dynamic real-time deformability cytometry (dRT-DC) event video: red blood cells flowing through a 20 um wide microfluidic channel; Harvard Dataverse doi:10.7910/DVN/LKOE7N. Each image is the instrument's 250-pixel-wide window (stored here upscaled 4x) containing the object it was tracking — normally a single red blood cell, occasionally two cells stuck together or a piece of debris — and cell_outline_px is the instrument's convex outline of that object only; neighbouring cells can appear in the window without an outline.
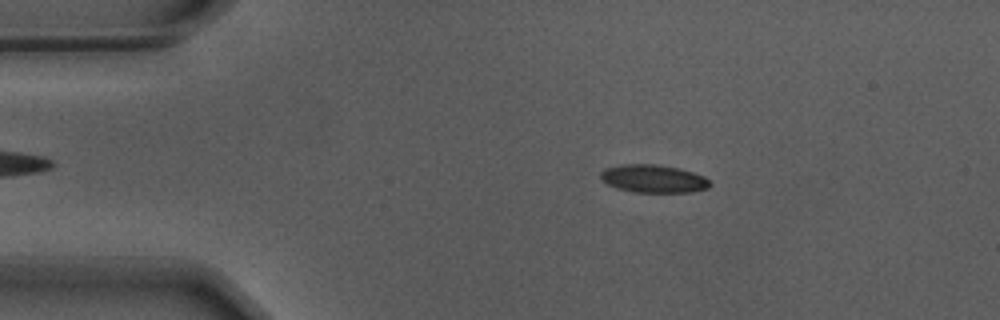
{"species": "Egyptian fruit bat (a non-hibernating species)", "species_latin": "Rousettus aegyptiacus", "temperature_condition": "warm", "stored_images_in_passage": 55, "camera_frame_rate_fps": 3000, "um_per_image_px": 0.085, "animal": {"sex": "male"}, "frame": {"image": 1, "passage_image": 10, "time_ms": 3.0, "image_size_px": [1000, 320], "cell_outline_px": [[712, 184], [708, 188], [692, 192], [632, 192], [616, 188], [608, 184], [600, 176], [600, 172], [604, 168], [624, 164], [656, 164], [680, 168], [704, 176]], "centroid_in_image_um": [55.55, 15.19], "position_along_channel_um": 29.5, "area_um2": 17.86}}
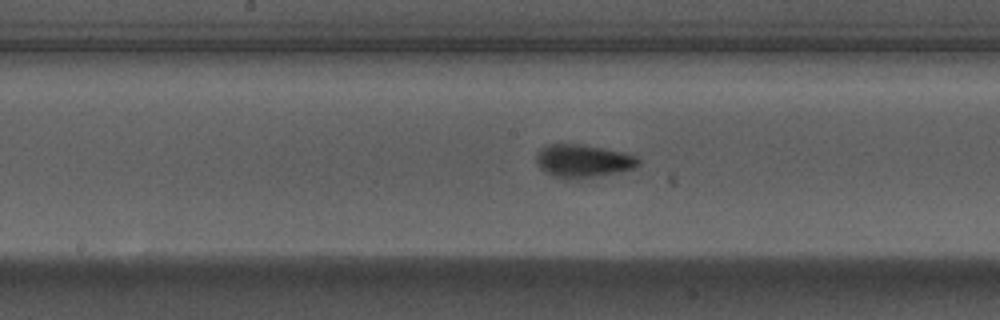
{"frame": {"image": 2, "passage_image": 28, "time_ms": 9.0, "image_size_px": [1000, 320], "cell_outline_px": [[640, 164], [636, 168], [620, 172], [576, 180], [568, 180], [556, 176], [540, 168], [536, 160], [536, 152], [540, 148], [548, 144], [584, 144], [624, 152], [636, 156], [640, 160]], "centroid_in_image_um": [49.59, 13.68], "position_along_channel_um": 198.6, "area_um2": 19.94}}
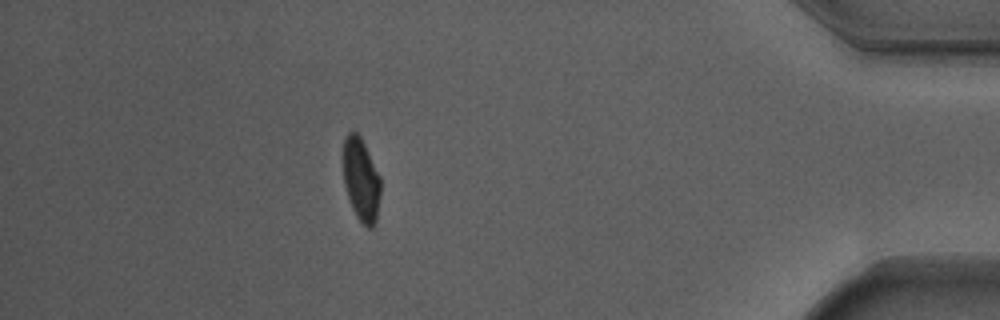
{"frame": {"image": 3, "passage_image": 49, "time_ms": 16.0, "image_size_px": [1000, 320], "cell_outline_px": [[380, 196], [376, 220], [372, 228], [368, 228], [356, 216], [352, 208], [344, 184], [344, 140], [348, 132], [356, 132], [360, 136], [380, 176]], "centroid_in_image_um": [30.7, 15.29], "position_along_channel_um": 404.5, "area_um2": 17.8}, "authors_computed_cell_mechanics": {"area_um2": 18.3804, "velocity_mm_per_s": 3.6884, "shape_relaxation_time_tau1_ms": 4.362, "shape_relaxation_time_tau2_ms": 0.7775, "deformation_change_tau1": 0.1338, "deformation_change_tau2": 0.0625}}